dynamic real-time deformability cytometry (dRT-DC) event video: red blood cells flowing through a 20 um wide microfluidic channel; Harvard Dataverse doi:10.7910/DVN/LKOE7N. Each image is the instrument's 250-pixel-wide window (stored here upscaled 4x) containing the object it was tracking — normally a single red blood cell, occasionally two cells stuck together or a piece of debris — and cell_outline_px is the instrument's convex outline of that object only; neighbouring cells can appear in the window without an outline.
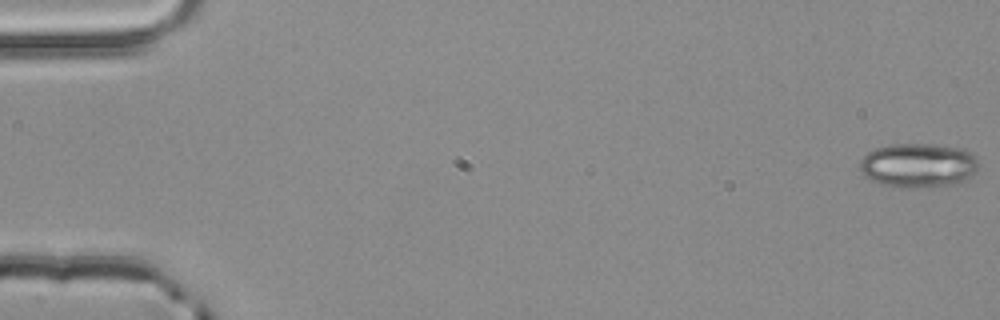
{"species": "common noctule bat (a hibernating species)", "species_latin": "Nyctalus noctula", "temperature_condition": "room temperature", "stored_images_in_passage": 4, "camera_frame_rate_fps": 3000, "um_per_image_px": 0.085, "animal": {"sex": "male", "body_mass_g": 20.4}, "frame": {"image": 1, "passage_image": 1, "time_ms": 0.0, "image_size_px": [1000, 320], "cell_outline_px": [[980, 160], [976, 172], [968, 180], [960, 184], [904, 188], [900, 188], [880, 184], [864, 176], [860, 168], [860, 160], [872, 148], [892, 144], [932, 144], [964, 148], [972, 152]], "centroid_in_image_um": [78.1, 14.05], "position_along_channel_um": 6.9, "area_um2": 31.33}}